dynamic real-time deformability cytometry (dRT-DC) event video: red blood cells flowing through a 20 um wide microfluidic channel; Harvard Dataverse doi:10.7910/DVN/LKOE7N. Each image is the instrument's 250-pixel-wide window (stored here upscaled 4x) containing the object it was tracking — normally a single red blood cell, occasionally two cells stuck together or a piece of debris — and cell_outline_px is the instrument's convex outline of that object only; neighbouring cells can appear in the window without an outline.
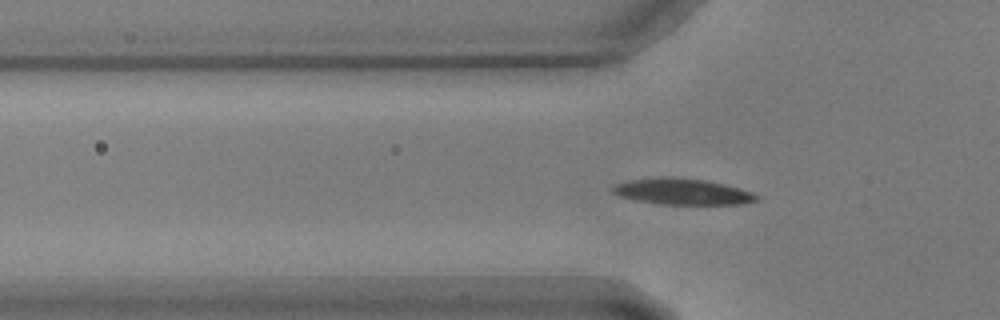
{"species": "common noctule bat (a hibernating species)", "species_latin": "Nyctalus noctula", "temperature_condition": "warm", "stored_images_in_passage": 43, "camera_frame_rate_fps": 3000, "um_per_image_px": 0.085, "animal": {"sex": "male", "body_mass_g": 17.9, "forearm_length_mm": 54.2}, "frame": {"image": 1, "passage_image": 3, "time_ms": 0.667, "image_size_px": [1000, 320], "cell_outline_px": [[760, 200], [740, 204], [660, 204], [636, 200], [620, 196], [612, 192], [612, 188], [616, 184], [628, 180], [660, 176], [672, 176], [708, 180], [740, 188], [752, 192], [760, 196]], "centroid_in_image_um": [58.03, 16.27], "position_along_channel_um": 67.8, "area_um2": 22.14}}
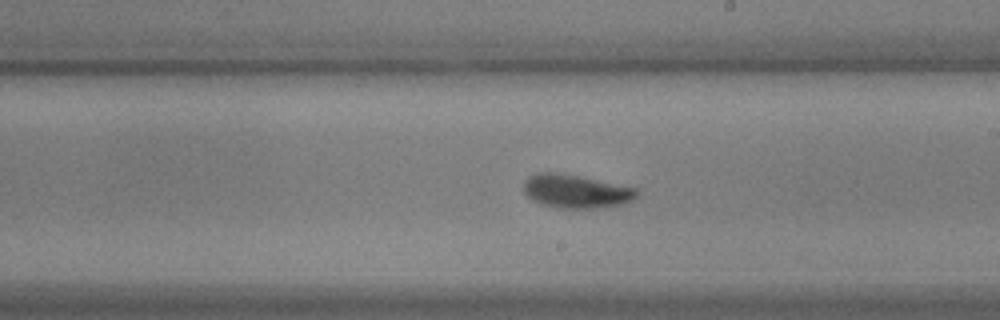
{"frame": {"image": 2, "passage_image": 18, "time_ms": 5.667, "image_size_px": [1000, 320], "cell_outline_px": [[640, 192], [632, 200], [624, 204], [596, 208], [560, 208], [540, 204], [532, 200], [524, 192], [524, 180], [528, 176], [540, 172], [560, 172], [580, 176], [636, 188]], "centroid_in_image_um": [48.94, 16.25], "position_along_channel_um": 240.1, "area_um2": 22.2}}
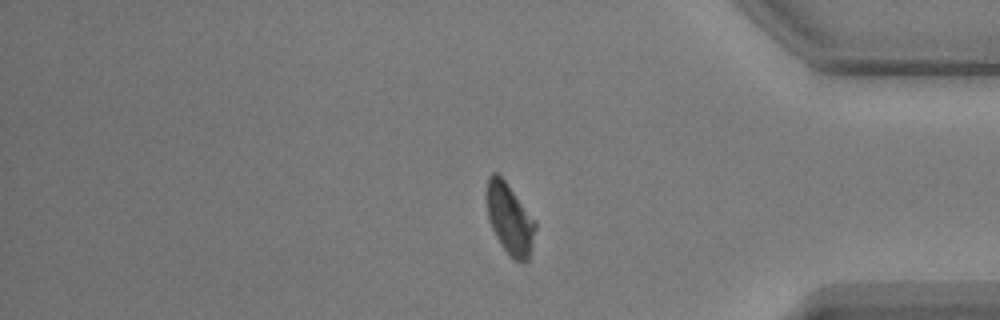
{"frame": {"image": 3, "passage_image": 33, "time_ms": 10.667, "image_size_px": [1000, 320], "cell_outline_px": [[536, 228], [532, 248], [528, 260], [524, 264], [516, 260], [504, 248], [496, 236], [492, 228], [488, 216], [488, 176], [492, 172], [496, 172], [504, 180], [536, 220]], "centroid_in_image_um": [43.37, 18.63], "position_along_channel_um": 391.8, "area_um2": 19.65}}